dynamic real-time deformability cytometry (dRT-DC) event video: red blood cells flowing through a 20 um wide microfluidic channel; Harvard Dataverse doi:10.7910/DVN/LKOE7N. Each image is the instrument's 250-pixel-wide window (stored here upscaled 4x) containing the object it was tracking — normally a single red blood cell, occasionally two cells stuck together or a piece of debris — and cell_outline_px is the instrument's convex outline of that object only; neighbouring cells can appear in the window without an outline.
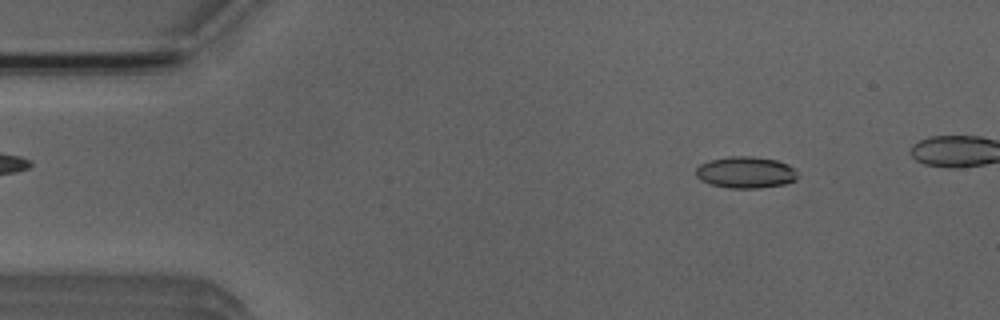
{"species": "Egyptian fruit bat (a non-hibernating species)", "species_latin": "Rousettus aegyptiacus", "temperature_condition": "room temperature", "stored_images_in_passage": 46, "camera_frame_rate_fps": 3000, "um_per_image_px": 0.085, "animal": {"sex": "male"}, "frame": {"image": 1, "passage_image": 7, "time_ms": 2.0, "image_size_px": [1000, 320], "cell_outline_px": [[800, 176], [796, 180], [784, 184], [760, 188], [728, 188], [708, 184], [700, 180], [696, 176], [696, 168], [700, 164], [712, 160], [732, 156], [752, 156], [776, 160], [788, 164]], "centroid_in_image_um": [63.38, 14.66], "position_along_channel_um": 21.6, "area_um2": 18.79}}
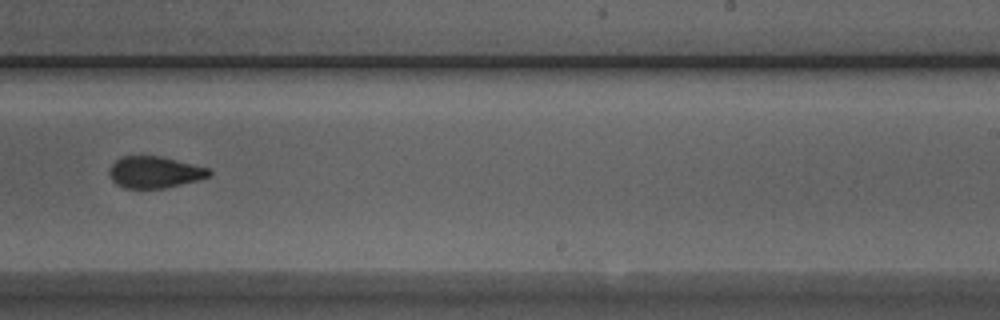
{"frame": {"image": 2, "passage_image": 32, "time_ms": 10.333, "image_size_px": [1000, 320], "cell_outline_px": [[212, 176], [200, 180], [164, 188], [124, 188], [116, 184], [108, 176], [108, 168], [120, 156], [160, 156], [208, 168], [212, 172]], "centroid_in_image_um": [13.12, 14.64], "position_along_channel_um": 275.9, "area_um2": 18.55}}
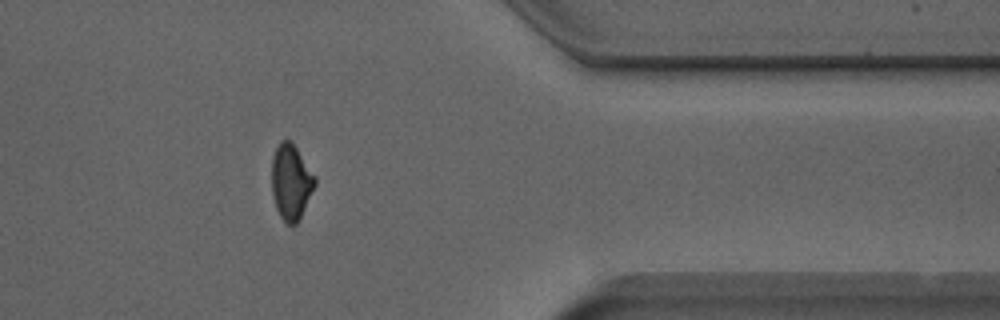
{"frame": {"image": 3, "passage_image": 42, "time_ms": 13.667, "image_size_px": [1000, 320], "cell_outline_px": [[316, 184], [300, 220], [296, 224], [288, 224], [280, 216], [276, 208], [272, 192], [272, 156], [280, 140], [288, 140], [296, 148], [316, 176]], "centroid_in_image_um": [24.74, 15.48], "position_along_channel_um": 386.7, "area_um2": 18.96}, "authors_computed_cell_mechanics": {"area_um2": 19.0451, "velocity_mm_per_s": 3.9392, "shape_relaxation_time_tau1_ms": 10.2656, "shape_relaxation_time_tau2_ms": 1.7215, "deformation_change_tau1": 0.2205, "deformation_change_tau2": 0.0747}}